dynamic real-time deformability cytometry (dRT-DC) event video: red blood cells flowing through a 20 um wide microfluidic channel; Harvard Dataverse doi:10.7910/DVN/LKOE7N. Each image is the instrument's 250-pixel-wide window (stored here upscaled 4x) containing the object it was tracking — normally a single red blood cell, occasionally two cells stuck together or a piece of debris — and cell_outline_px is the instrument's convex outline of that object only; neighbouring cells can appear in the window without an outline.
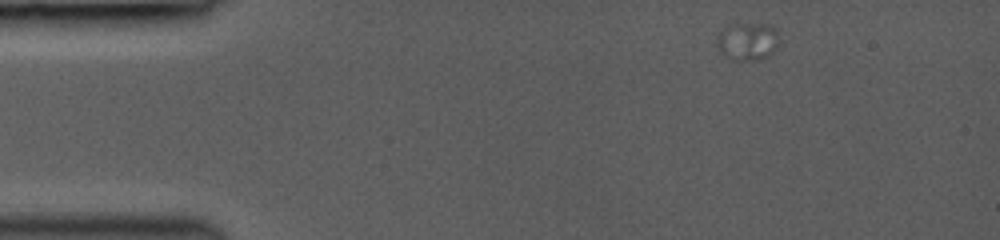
{"species": "common noctule bat (a hibernating species)", "species_latin": "Nyctalus noctula", "temperature_condition": "room temperature", "stored_images_in_passage": 7, "camera_frame_rate_fps": 3000, "um_per_image_px": 0.085, "animal": {"sex": "female", "body_mass_g": 19.0, "forearm_length_mm": 53.3}, "frame": {"image": 1, "passage_image": 1, "time_ms": 0.0, "image_size_px": [1000, 240], "cell_outline_px": [[776, 48], [768, 56], [756, 60], [732, 60], [724, 56], [720, 52], [716, 44], [716, 40], [720, 32], [728, 24], [772, 24], [776, 28]], "centroid_in_image_um": [63.5, 3.51], "position_along_channel_um": 21.5, "area_um2": 13.7}}